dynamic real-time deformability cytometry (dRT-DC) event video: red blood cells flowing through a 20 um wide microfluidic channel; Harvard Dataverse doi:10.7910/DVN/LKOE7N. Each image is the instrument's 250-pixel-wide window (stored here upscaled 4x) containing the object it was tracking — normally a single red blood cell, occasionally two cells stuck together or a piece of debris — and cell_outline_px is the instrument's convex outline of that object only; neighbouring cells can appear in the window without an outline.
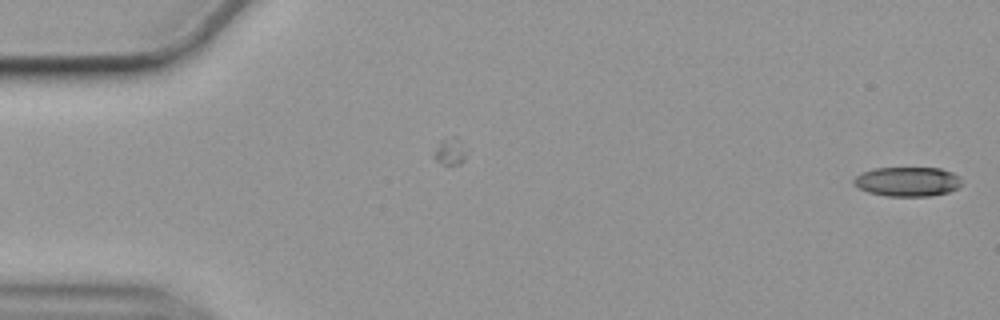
{"species": "common noctule bat (a hibernating species)", "species_latin": "Nyctalus noctula", "temperature_condition": "cold", "stored_images_in_passage": 56, "camera_frame_rate_fps": 3000, "um_per_image_px": 0.085, "animal": {"sex": "female", "body_mass_g": 19.9}, "frame": {"image": 1, "passage_image": 1, "time_ms": 0.0, "image_size_px": [1000, 320], "cell_outline_px": [[960, 184], [956, 188], [948, 192], [932, 196], [888, 196], [868, 192], [856, 188], [852, 184], [852, 180], [860, 172], [876, 168], [940, 168], [952, 172], [960, 176]], "centroid_in_image_um": [77.08, 15.43], "position_along_channel_um": 7.9, "area_um2": 18.67}}
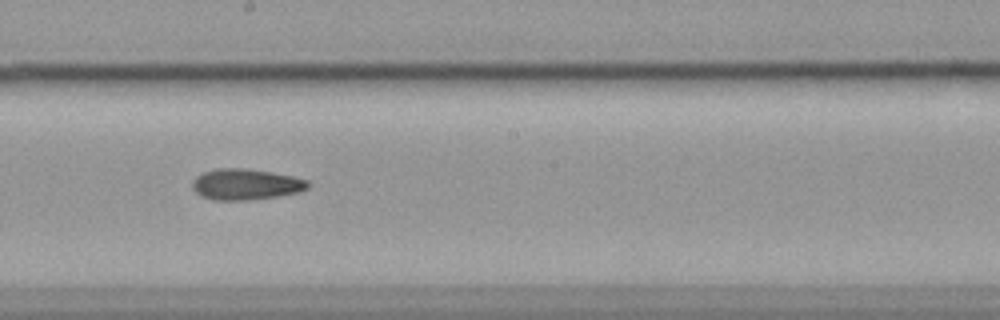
{"frame": {"image": 2, "passage_image": 31, "time_ms": 10.0, "image_size_px": [1000, 320], "cell_outline_px": [[308, 188], [300, 192], [276, 196], [248, 200], [212, 200], [200, 196], [192, 188], [192, 180], [196, 176], [204, 172], [216, 168], [244, 168], [272, 172], [292, 176], [308, 180]], "centroid_in_image_um": [20.86, 15.67], "position_along_channel_um": 227.3, "area_um2": 20.92}}
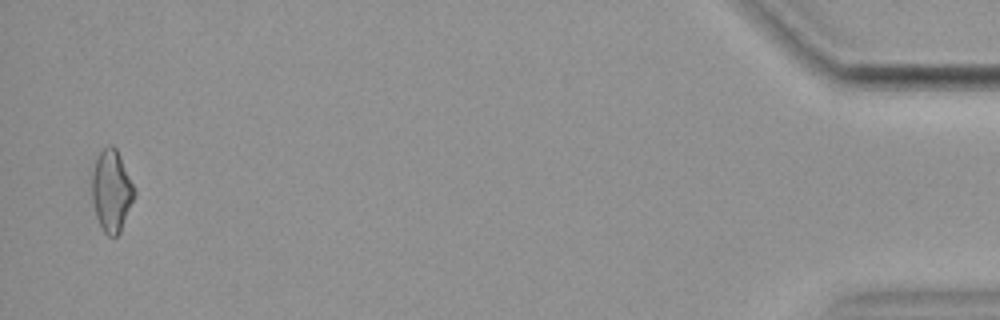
{"frame": {"image": 3, "passage_image": 55, "time_ms": 18.0, "image_size_px": [1000, 320], "cell_outline_px": [[136, 196], [120, 232], [116, 236], [108, 236], [104, 232], [96, 216], [92, 200], [92, 172], [96, 160], [100, 152], [108, 144], [112, 144], [116, 148], [120, 156], [136, 192]], "centroid_in_image_um": [9.49, 16.23], "position_along_channel_um": 425.7, "area_um2": 20.11}, "authors_computed_cell_mechanics": {"area_um2": 20.1722, "velocity_mm_per_s": 3.5583, "shape_relaxation_time_tau1_ms": null, "shape_relaxation_time_tau2_ms": 6.072, "deformation_change_tau1": null, "deformation_change_tau2": 0.1605}}